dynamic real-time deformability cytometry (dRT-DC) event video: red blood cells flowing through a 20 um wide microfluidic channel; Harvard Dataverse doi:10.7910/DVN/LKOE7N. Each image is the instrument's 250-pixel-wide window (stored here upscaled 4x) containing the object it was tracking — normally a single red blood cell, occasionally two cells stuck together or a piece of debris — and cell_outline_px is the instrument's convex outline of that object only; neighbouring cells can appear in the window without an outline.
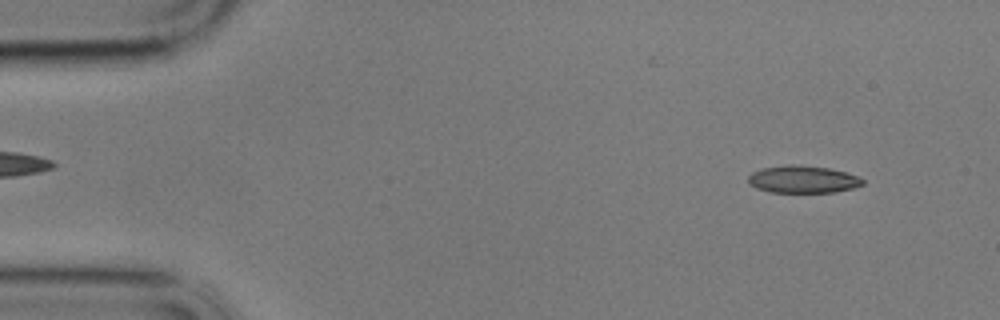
{"species": "common noctule bat (a hibernating species)", "species_latin": "Nyctalus noctula", "temperature_condition": "cold", "stored_images_in_passage": 17, "camera_frame_rate_fps": 3000, "um_per_image_px": 0.085, "animal": {"sex": "male", "body_mass_g": 17.9}, "frame": {"image": 1, "passage_image": 3, "time_ms": 0.667, "image_size_px": [1000, 320], "cell_outline_px": [[864, 184], [852, 188], [836, 192], [768, 192], [756, 188], [748, 184], [748, 176], [752, 172], [764, 168], [788, 164], [800, 164], [828, 168], [844, 172], [856, 176], [864, 180]], "centroid_in_image_um": [68.21, 15.24], "position_along_channel_um": 16.8, "area_um2": 18.26}}
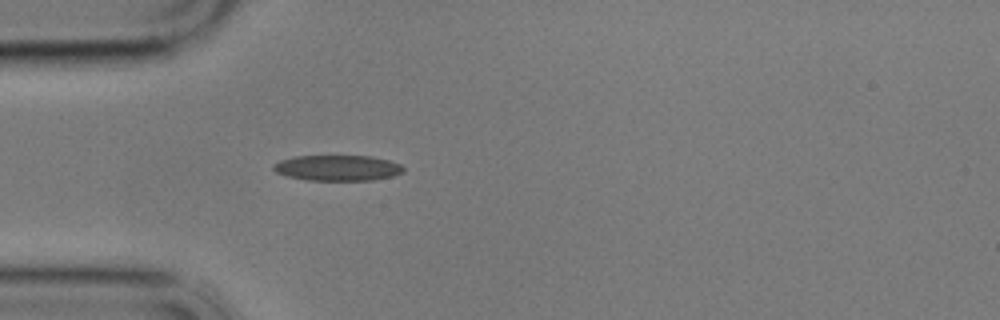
{"frame": {"image": 2, "passage_image": 14, "time_ms": 4.333, "image_size_px": [1000, 320], "cell_outline_px": [[404, 172], [392, 176], [372, 180], [308, 180], [288, 176], [276, 172], [272, 168], [272, 164], [280, 160], [296, 156], [368, 156], [388, 160], [400, 164], [404, 168]], "centroid_in_image_um": [28.68, 14.27], "position_along_channel_um": 56.3, "area_um2": 19.31}}